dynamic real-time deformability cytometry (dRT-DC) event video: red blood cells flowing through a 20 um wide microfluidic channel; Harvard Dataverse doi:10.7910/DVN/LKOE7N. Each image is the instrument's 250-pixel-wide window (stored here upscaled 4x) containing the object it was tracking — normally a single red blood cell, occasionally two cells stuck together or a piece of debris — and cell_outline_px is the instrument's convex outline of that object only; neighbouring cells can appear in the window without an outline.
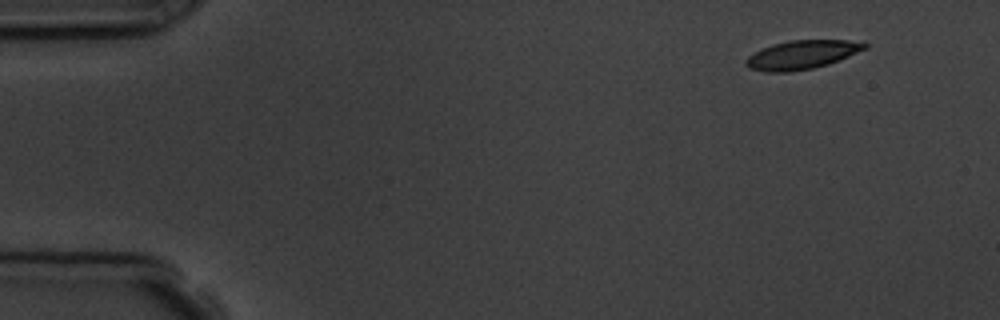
{"species": "common noctule bat (a hibernating species)", "species_latin": "Nyctalus noctula", "temperature_condition": "room temperature", "stored_images_in_passage": 4, "camera_frame_rate_fps": 3000, "um_per_image_px": 0.085, "animal": {"sex": "male", "body_mass_g": 19.5, "forearm_length_mm": 54.6}, "frame": {"image": 1, "passage_image": 1, "time_ms": 0.0, "image_size_px": [1000, 320], "cell_outline_px": [[868, 48], [828, 64], [812, 68], [788, 72], [764, 72], [748, 68], [744, 64], [744, 60], [748, 56], [772, 44], [788, 40], [864, 40], [868, 44]], "centroid_in_image_um": [68.18, 4.64], "position_along_channel_um": 16.8, "area_um2": 20.06}}
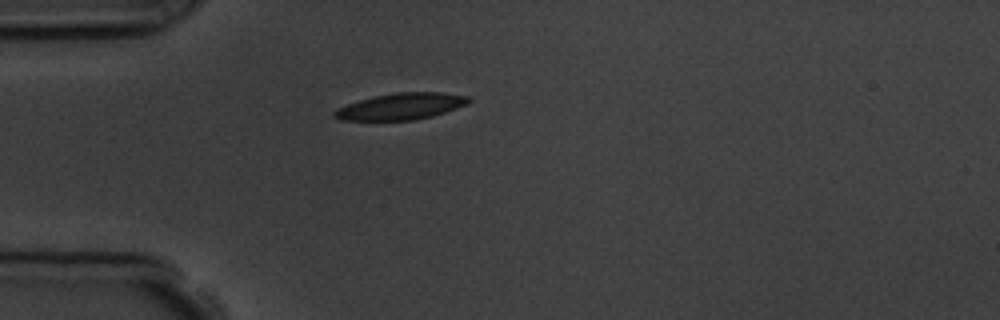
{"frame": {"image": 2, "passage_image": 3, "time_ms": 3.333, "image_size_px": [1000, 320], "cell_outline_px": [[472, 100], [468, 104], [432, 116], [416, 120], [340, 120], [332, 116], [332, 112], [348, 104], [360, 100], [376, 96], [396, 92], [440, 92], [468, 96]], "centroid_in_image_um": [34.11, 9.04], "position_along_channel_um": 50.9, "area_um2": 20.58}}